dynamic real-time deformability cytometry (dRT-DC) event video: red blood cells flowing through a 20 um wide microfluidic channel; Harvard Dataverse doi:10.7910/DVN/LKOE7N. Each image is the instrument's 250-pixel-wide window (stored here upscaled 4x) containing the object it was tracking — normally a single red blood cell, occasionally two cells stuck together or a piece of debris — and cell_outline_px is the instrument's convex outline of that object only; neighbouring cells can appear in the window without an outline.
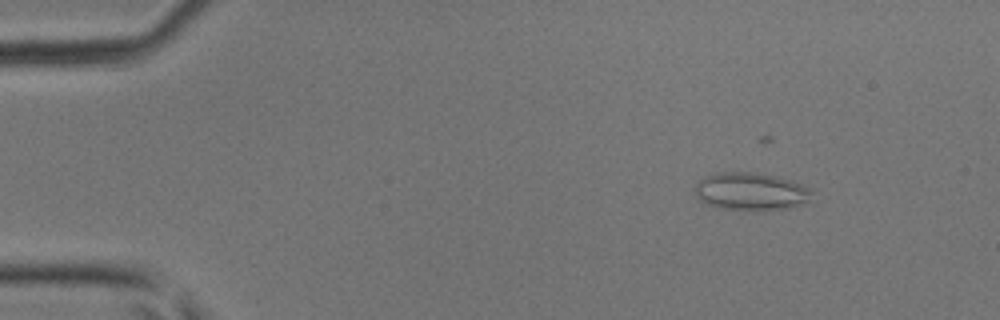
{"species": "common noctule bat (a hibernating species)", "species_latin": "Nyctalus noctula", "temperature_condition": "room temperature", "stored_images_in_passage": 47, "camera_frame_rate_fps": 3000, "um_per_image_px": 0.085, "animal": {"sex": "male", "body_mass_g": 17.9, "forearm_length_mm": 54.2}, "frame": {"image": 1, "passage_image": 6, "time_ms": 1.667, "image_size_px": [1000, 320], "cell_outline_px": [[812, 192], [808, 200], [800, 204], [788, 208], [716, 208], [704, 204], [696, 196], [696, 184], [704, 176], [716, 172], [756, 172], [788, 180], [800, 184], [808, 188]], "centroid_in_image_um": [63.73, 16.24], "position_along_channel_um": 21.3, "area_um2": 24.91}}
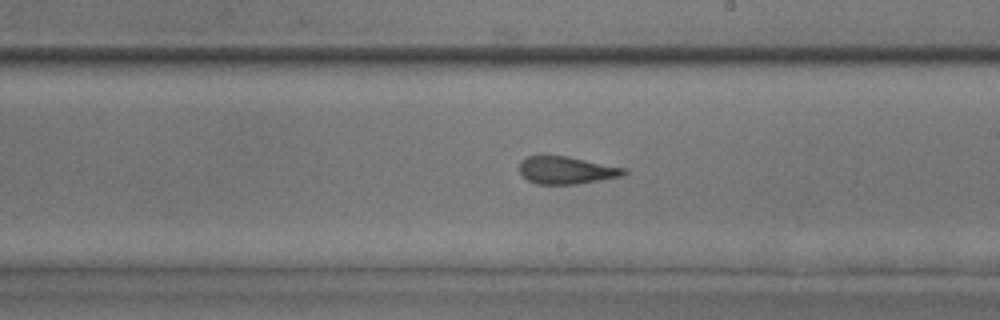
{"frame": {"image": 2, "passage_image": 27, "time_ms": 8.667, "image_size_px": [1000, 320], "cell_outline_px": [[628, 172], [624, 176], [576, 184], [536, 184], [528, 180], [520, 172], [520, 160], [528, 156], [568, 156], [628, 168]], "centroid_in_image_um": [48.2, 14.47], "position_along_channel_um": 240.8, "area_um2": 16.88}}
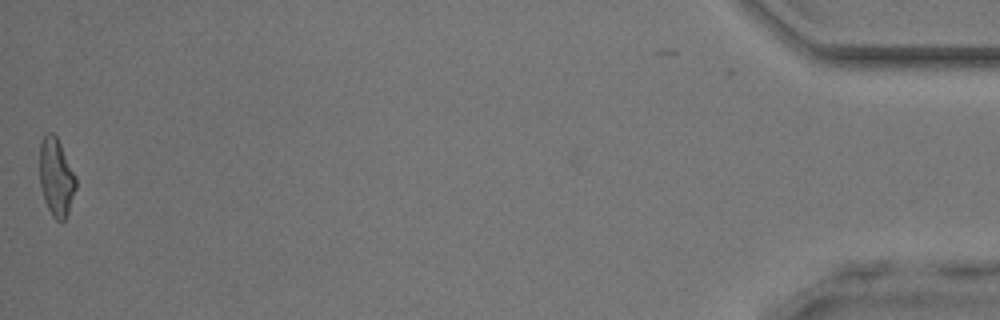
{"frame": {"image": 3, "passage_image": 46, "time_ms": 15.0, "image_size_px": [1000, 320], "cell_outline_px": [[76, 188], [68, 212], [64, 220], [60, 224], [52, 216], [44, 200], [40, 184], [40, 144], [44, 136], [48, 132], [52, 132], [56, 136], [76, 176]], "centroid_in_image_um": [4.78, 15.09], "position_along_channel_um": 430.4, "area_um2": 16.36}}